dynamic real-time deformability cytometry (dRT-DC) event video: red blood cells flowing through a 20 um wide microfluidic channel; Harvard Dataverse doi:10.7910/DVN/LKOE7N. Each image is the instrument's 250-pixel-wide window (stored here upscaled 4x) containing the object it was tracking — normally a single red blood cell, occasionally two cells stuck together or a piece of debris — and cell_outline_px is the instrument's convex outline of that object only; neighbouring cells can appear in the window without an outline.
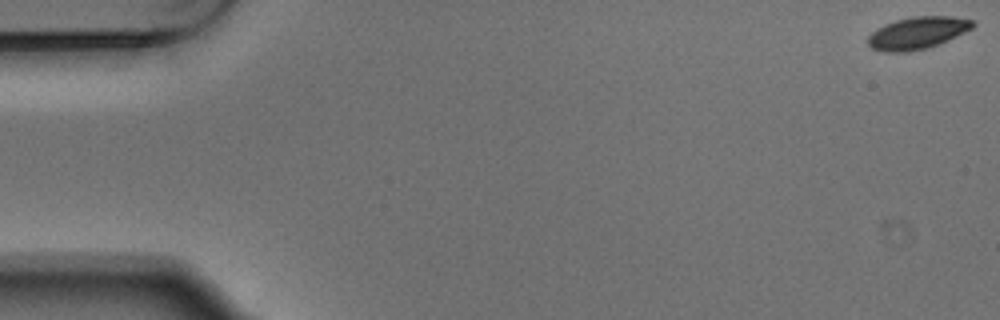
{"species": "Egyptian fruit bat (a non-hibernating species)", "species_latin": "Rousettus aegyptiacus", "temperature_condition": "warm", "stored_images_in_passage": 5, "camera_frame_rate_fps": 3000, "um_per_image_px": 0.085, "animal": {"sex": "male"}, "frame": {"image": 1, "passage_image": 1, "time_ms": 0.0, "image_size_px": [1000, 320], "cell_outline_px": [[976, 24], [972, 28], [940, 44], [928, 48], [908, 52], [884, 52], [872, 48], [868, 44], [868, 36], [876, 28], [884, 24], [896, 20], [912, 16], [952, 16], [972, 20]], "centroid_in_image_um": [77.97, 2.8], "position_along_channel_um": 7.0, "area_um2": 19.77}}
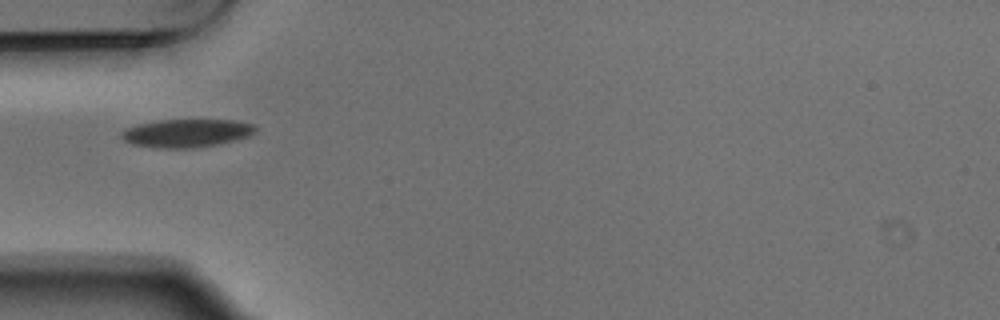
{"frame": {"image": 2, "passage_image": 5, "time_ms": 1.333, "image_size_px": [1000, 320], "cell_outline_px": [[256, 132], [248, 136], [236, 140], [216, 144], [192, 148], [160, 148], [132, 144], [124, 140], [120, 136], [120, 132], [124, 128], [140, 124], [160, 120], [236, 120], [252, 124], [256, 128]], "centroid_in_image_um": [15.84, 11.31], "position_along_channel_um": 69.2, "area_um2": 21.91}}